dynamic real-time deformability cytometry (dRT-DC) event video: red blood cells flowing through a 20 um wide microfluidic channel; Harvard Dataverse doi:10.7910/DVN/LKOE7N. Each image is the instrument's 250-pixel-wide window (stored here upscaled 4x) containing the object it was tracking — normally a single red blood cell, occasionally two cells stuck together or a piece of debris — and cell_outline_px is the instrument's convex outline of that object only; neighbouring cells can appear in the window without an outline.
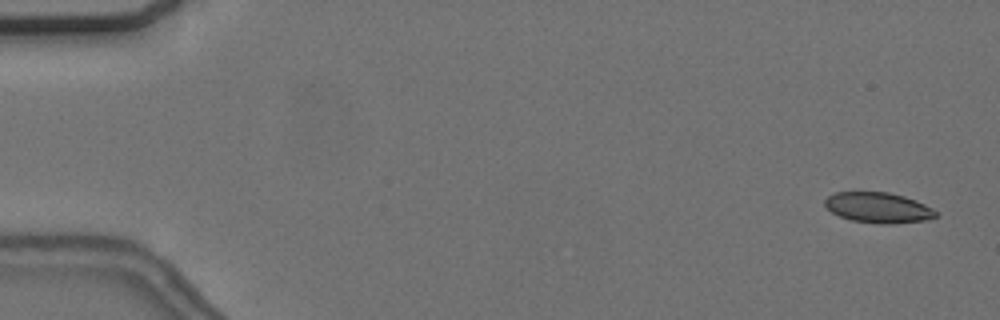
{"species": "common noctule bat (a hibernating species)", "species_latin": "Nyctalus noctula", "temperature_condition": "cold", "stored_images_in_passage": 20, "camera_frame_rate_fps": 3000, "um_per_image_px": 0.085, "animal": {"sex": "female", "body_mass_g": 24.6, "forearm_length_mm": 56.2}, "frame": {"image": 1, "passage_image": 3, "time_ms": 0.667, "image_size_px": [1000, 320], "cell_outline_px": [[940, 216], [924, 220], [888, 224], [880, 224], [852, 220], [840, 216], [832, 212], [824, 204], [824, 200], [828, 196], [836, 192], [888, 192], [904, 196], [916, 200], [940, 212]], "centroid_in_image_um": [74.69, 17.65], "position_along_channel_um": 10.3, "area_um2": 19.71}}
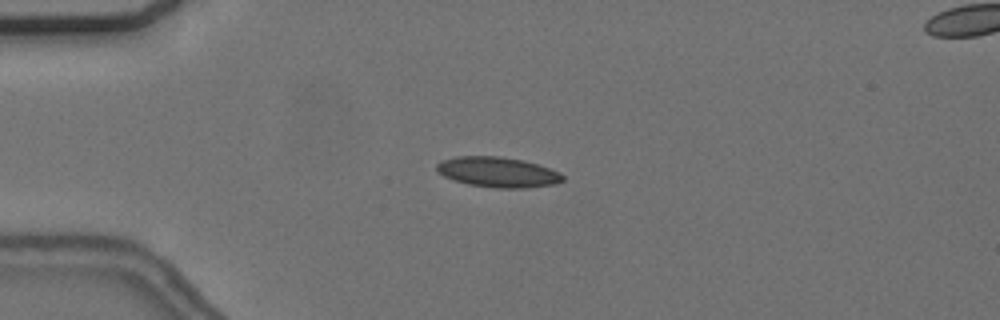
{"frame": {"image": 2, "passage_image": 15, "time_ms": 4.667, "image_size_px": [1000, 320], "cell_outline_px": [[564, 180], [552, 184], [524, 188], [496, 188], [468, 184], [452, 180], [436, 172], [436, 164], [440, 160], [456, 156], [500, 156], [524, 160], [560, 172], [564, 176]], "centroid_in_image_um": [42.25, 14.62], "position_along_channel_um": 42.7, "area_um2": 22.31}}